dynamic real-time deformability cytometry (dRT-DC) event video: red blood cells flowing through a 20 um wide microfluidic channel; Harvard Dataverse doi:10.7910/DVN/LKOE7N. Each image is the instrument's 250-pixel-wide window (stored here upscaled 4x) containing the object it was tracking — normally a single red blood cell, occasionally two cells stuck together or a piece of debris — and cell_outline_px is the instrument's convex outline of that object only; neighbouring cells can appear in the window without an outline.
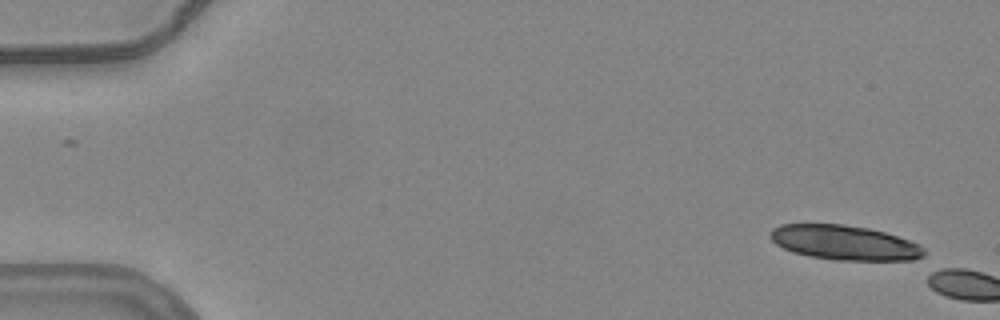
{"species": "common noctule bat (a hibernating species)", "species_latin": "Nyctalus noctula", "temperature_condition": "warm", "stored_images_in_passage": 3, "camera_frame_rate_fps": 3000, "um_per_image_px": 0.085, "animal": {"sex": "female", "body_mass_g": 24.6, "forearm_length_mm": 56.2}, "frame": {"image": 1, "passage_image": 1, "time_ms": 0.0, "image_size_px": [1000, 320], "cell_outline_px": [[928, 252], [924, 256], [916, 260], [836, 260], [808, 256], [792, 252], [776, 244], [768, 236], [772, 228], [780, 224], [840, 224], [868, 228], [884, 232], [920, 244]], "centroid_in_image_um": [71.79, 20.63], "position_along_channel_um": 13.2, "area_um2": 31.21}}